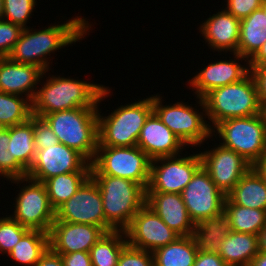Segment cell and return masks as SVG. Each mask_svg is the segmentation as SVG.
I'll return each instance as SVG.
<instances>
[{
    "mask_svg": "<svg viewBox=\"0 0 266 266\" xmlns=\"http://www.w3.org/2000/svg\"><path fill=\"white\" fill-rule=\"evenodd\" d=\"M80 16L69 18L64 23H55L40 30L30 26L23 29L19 40L7 56L20 64L34 65L44 72L52 70L50 55L63 47L81 42L86 34L90 35L92 25ZM31 28V29H30ZM49 56V57H48ZM51 62V63H50Z\"/></svg>",
    "mask_w": 266,
    "mask_h": 266,
    "instance_id": "cell-1",
    "label": "cell"
},
{
    "mask_svg": "<svg viewBox=\"0 0 266 266\" xmlns=\"http://www.w3.org/2000/svg\"><path fill=\"white\" fill-rule=\"evenodd\" d=\"M48 71L42 74L39 81V85H42L37 87L32 100L33 115L42 117L49 113L75 108H98L104 85L68 76H51L50 70Z\"/></svg>",
    "mask_w": 266,
    "mask_h": 266,
    "instance_id": "cell-2",
    "label": "cell"
},
{
    "mask_svg": "<svg viewBox=\"0 0 266 266\" xmlns=\"http://www.w3.org/2000/svg\"><path fill=\"white\" fill-rule=\"evenodd\" d=\"M111 89L105 87L98 103V146L134 147L137 146L141 129L153 112L152 96L120 105L108 116L99 112L100 103L111 96Z\"/></svg>",
    "mask_w": 266,
    "mask_h": 266,
    "instance_id": "cell-3",
    "label": "cell"
},
{
    "mask_svg": "<svg viewBox=\"0 0 266 266\" xmlns=\"http://www.w3.org/2000/svg\"><path fill=\"white\" fill-rule=\"evenodd\" d=\"M99 187L105 214V232L124 231L146 204V189L139 183L109 175H90Z\"/></svg>",
    "mask_w": 266,
    "mask_h": 266,
    "instance_id": "cell-4",
    "label": "cell"
},
{
    "mask_svg": "<svg viewBox=\"0 0 266 266\" xmlns=\"http://www.w3.org/2000/svg\"><path fill=\"white\" fill-rule=\"evenodd\" d=\"M42 118L58 141L82 154L90 163L98 144V108H75L49 113Z\"/></svg>",
    "mask_w": 266,
    "mask_h": 266,
    "instance_id": "cell-5",
    "label": "cell"
},
{
    "mask_svg": "<svg viewBox=\"0 0 266 266\" xmlns=\"http://www.w3.org/2000/svg\"><path fill=\"white\" fill-rule=\"evenodd\" d=\"M202 99L211 129L227 119L259 114L260 102L251 73L238 82L208 92Z\"/></svg>",
    "mask_w": 266,
    "mask_h": 266,
    "instance_id": "cell-6",
    "label": "cell"
},
{
    "mask_svg": "<svg viewBox=\"0 0 266 266\" xmlns=\"http://www.w3.org/2000/svg\"><path fill=\"white\" fill-rule=\"evenodd\" d=\"M163 97L152 95L153 112L158 118L188 146L201 147L205 140L211 139V128L206 120L205 105L202 98L196 97L199 110L194 109L188 102L178 101L164 105ZM198 145V146H197Z\"/></svg>",
    "mask_w": 266,
    "mask_h": 266,
    "instance_id": "cell-7",
    "label": "cell"
},
{
    "mask_svg": "<svg viewBox=\"0 0 266 266\" xmlns=\"http://www.w3.org/2000/svg\"><path fill=\"white\" fill-rule=\"evenodd\" d=\"M211 133L212 141L213 135L216 140L219 136L221 146L235 151L252 165L266 152V126L259 114L221 121Z\"/></svg>",
    "mask_w": 266,
    "mask_h": 266,
    "instance_id": "cell-8",
    "label": "cell"
},
{
    "mask_svg": "<svg viewBox=\"0 0 266 266\" xmlns=\"http://www.w3.org/2000/svg\"><path fill=\"white\" fill-rule=\"evenodd\" d=\"M151 159L138 146H98L90 175H109L141 184L147 189Z\"/></svg>",
    "mask_w": 266,
    "mask_h": 266,
    "instance_id": "cell-9",
    "label": "cell"
},
{
    "mask_svg": "<svg viewBox=\"0 0 266 266\" xmlns=\"http://www.w3.org/2000/svg\"><path fill=\"white\" fill-rule=\"evenodd\" d=\"M9 182L17 186L20 183V189L13 202V215L10 216L30 230L49 233L55 221L56 211L50 203L45 184L29 177L9 180ZM21 183H24L22 187Z\"/></svg>",
    "mask_w": 266,
    "mask_h": 266,
    "instance_id": "cell-10",
    "label": "cell"
},
{
    "mask_svg": "<svg viewBox=\"0 0 266 266\" xmlns=\"http://www.w3.org/2000/svg\"><path fill=\"white\" fill-rule=\"evenodd\" d=\"M183 155L185 156L179 154L151 160L146 193H182L202 166L200 153Z\"/></svg>",
    "mask_w": 266,
    "mask_h": 266,
    "instance_id": "cell-11",
    "label": "cell"
},
{
    "mask_svg": "<svg viewBox=\"0 0 266 266\" xmlns=\"http://www.w3.org/2000/svg\"><path fill=\"white\" fill-rule=\"evenodd\" d=\"M181 195L194 224L206 218L216 217L224 211L226 196L218 189L203 166L196 171Z\"/></svg>",
    "mask_w": 266,
    "mask_h": 266,
    "instance_id": "cell-12",
    "label": "cell"
},
{
    "mask_svg": "<svg viewBox=\"0 0 266 266\" xmlns=\"http://www.w3.org/2000/svg\"><path fill=\"white\" fill-rule=\"evenodd\" d=\"M72 172H91V163L76 150L59 142L43 150H36L27 177L44 183L51 177Z\"/></svg>",
    "mask_w": 266,
    "mask_h": 266,
    "instance_id": "cell-13",
    "label": "cell"
},
{
    "mask_svg": "<svg viewBox=\"0 0 266 266\" xmlns=\"http://www.w3.org/2000/svg\"><path fill=\"white\" fill-rule=\"evenodd\" d=\"M54 222L95 225L105 231L102 196L99 187L91 177L56 210Z\"/></svg>",
    "mask_w": 266,
    "mask_h": 266,
    "instance_id": "cell-14",
    "label": "cell"
},
{
    "mask_svg": "<svg viewBox=\"0 0 266 266\" xmlns=\"http://www.w3.org/2000/svg\"><path fill=\"white\" fill-rule=\"evenodd\" d=\"M216 144V147L199 153L202 166L218 189L227 196L242 176L252 168V164L235 151Z\"/></svg>",
    "mask_w": 266,
    "mask_h": 266,
    "instance_id": "cell-15",
    "label": "cell"
},
{
    "mask_svg": "<svg viewBox=\"0 0 266 266\" xmlns=\"http://www.w3.org/2000/svg\"><path fill=\"white\" fill-rule=\"evenodd\" d=\"M124 232L130 246L152 253L180 237L146 204L132 218Z\"/></svg>",
    "mask_w": 266,
    "mask_h": 266,
    "instance_id": "cell-16",
    "label": "cell"
},
{
    "mask_svg": "<svg viewBox=\"0 0 266 266\" xmlns=\"http://www.w3.org/2000/svg\"><path fill=\"white\" fill-rule=\"evenodd\" d=\"M233 60H220L204 65L205 68L197 71L188 81L195 97L203 98L208 92L238 82L250 73L249 60L239 53H232ZM246 62L241 64L240 62ZM240 61V62H239Z\"/></svg>",
    "mask_w": 266,
    "mask_h": 266,
    "instance_id": "cell-17",
    "label": "cell"
},
{
    "mask_svg": "<svg viewBox=\"0 0 266 266\" xmlns=\"http://www.w3.org/2000/svg\"><path fill=\"white\" fill-rule=\"evenodd\" d=\"M105 231L95 225L53 222L49 247L57 254L89 252Z\"/></svg>",
    "mask_w": 266,
    "mask_h": 266,
    "instance_id": "cell-18",
    "label": "cell"
},
{
    "mask_svg": "<svg viewBox=\"0 0 266 266\" xmlns=\"http://www.w3.org/2000/svg\"><path fill=\"white\" fill-rule=\"evenodd\" d=\"M137 146L153 160L160 157L182 154L187 147L159 118L152 112L146 119Z\"/></svg>",
    "mask_w": 266,
    "mask_h": 266,
    "instance_id": "cell-19",
    "label": "cell"
},
{
    "mask_svg": "<svg viewBox=\"0 0 266 266\" xmlns=\"http://www.w3.org/2000/svg\"><path fill=\"white\" fill-rule=\"evenodd\" d=\"M199 32L210 50L237 53L240 39V20L223 8L199 26Z\"/></svg>",
    "mask_w": 266,
    "mask_h": 266,
    "instance_id": "cell-20",
    "label": "cell"
},
{
    "mask_svg": "<svg viewBox=\"0 0 266 266\" xmlns=\"http://www.w3.org/2000/svg\"><path fill=\"white\" fill-rule=\"evenodd\" d=\"M44 71L38 66L20 64L0 57V91L20 95L31 102Z\"/></svg>",
    "mask_w": 266,
    "mask_h": 266,
    "instance_id": "cell-21",
    "label": "cell"
},
{
    "mask_svg": "<svg viewBox=\"0 0 266 266\" xmlns=\"http://www.w3.org/2000/svg\"><path fill=\"white\" fill-rule=\"evenodd\" d=\"M146 205L180 236H192L195 224L180 193H146Z\"/></svg>",
    "mask_w": 266,
    "mask_h": 266,
    "instance_id": "cell-22",
    "label": "cell"
},
{
    "mask_svg": "<svg viewBox=\"0 0 266 266\" xmlns=\"http://www.w3.org/2000/svg\"><path fill=\"white\" fill-rule=\"evenodd\" d=\"M231 232L230 219L224 211L216 217L203 219L195 224L192 234L197 252L219 253L221 243Z\"/></svg>",
    "mask_w": 266,
    "mask_h": 266,
    "instance_id": "cell-23",
    "label": "cell"
},
{
    "mask_svg": "<svg viewBox=\"0 0 266 266\" xmlns=\"http://www.w3.org/2000/svg\"><path fill=\"white\" fill-rule=\"evenodd\" d=\"M258 252V235L232 231L218 254L228 266H249Z\"/></svg>",
    "mask_w": 266,
    "mask_h": 266,
    "instance_id": "cell-24",
    "label": "cell"
},
{
    "mask_svg": "<svg viewBox=\"0 0 266 266\" xmlns=\"http://www.w3.org/2000/svg\"><path fill=\"white\" fill-rule=\"evenodd\" d=\"M227 197L235 205L266 211V183L253 167L242 176Z\"/></svg>",
    "mask_w": 266,
    "mask_h": 266,
    "instance_id": "cell-25",
    "label": "cell"
},
{
    "mask_svg": "<svg viewBox=\"0 0 266 266\" xmlns=\"http://www.w3.org/2000/svg\"><path fill=\"white\" fill-rule=\"evenodd\" d=\"M266 14L260 8L240 20L237 53L250 60L266 41Z\"/></svg>",
    "mask_w": 266,
    "mask_h": 266,
    "instance_id": "cell-26",
    "label": "cell"
},
{
    "mask_svg": "<svg viewBox=\"0 0 266 266\" xmlns=\"http://www.w3.org/2000/svg\"><path fill=\"white\" fill-rule=\"evenodd\" d=\"M197 248L192 236H180L153 252L154 266H193Z\"/></svg>",
    "mask_w": 266,
    "mask_h": 266,
    "instance_id": "cell-27",
    "label": "cell"
},
{
    "mask_svg": "<svg viewBox=\"0 0 266 266\" xmlns=\"http://www.w3.org/2000/svg\"><path fill=\"white\" fill-rule=\"evenodd\" d=\"M8 146L11 159H16L28 171L36 155L33 115L22 124L10 126V142Z\"/></svg>",
    "mask_w": 266,
    "mask_h": 266,
    "instance_id": "cell-28",
    "label": "cell"
},
{
    "mask_svg": "<svg viewBox=\"0 0 266 266\" xmlns=\"http://www.w3.org/2000/svg\"><path fill=\"white\" fill-rule=\"evenodd\" d=\"M49 248V233L29 230L7 255L12 261L25 266H34Z\"/></svg>",
    "mask_w": 266,
    "mask_h": 266,
    "instance_id": "cell-29",
    "label": "cell"
},
{
    "mask_svg": "<svg viewBox=\"0 0 266 266\" xmlns=\"http://www.w3.org/2000/svg\"><path fill=\"white\" fill-rule=\"evenodd\" d=\"M224 212L230 219L234 232L258 235L266 225V211L235 205L227 196L224 201Z\"/></svg>",
    "mask_w": 266,
    "mask_h": 266,
    "instance_id": "cell-30",
    "label": "cell"
},
{
    "mask_svg": "<svg viewBox=\"0 0 266 266\" xmlns=\"http://www.w3.org/2000/svg\"><path fill=\"white\" fill-rule=\"evenodd\" d=\"M91 172H72L47 179L44 184L55 211L68 201L90 177Z\"/></svg>",
    "mask_w": 266,
    "mask_h": 266,
    "instance_id": "cell-31",
    "label": "cell"
},
{
    "mask_svg": "<svg viewBox=\"0 0 266 266\" xmlns=\"http://www.w3.org/2000/svg\"><path fill=\"white\" fill-rule=\"evenodd\" d=\"M128 244L125 232H105L90 249L92 266H117L122 249Z\"/></svg>",
    "mask_w": 266,
    "mask_h": 266,
    "instance_id": "cell-32",
    "label": "cell"
},
{
    "mask_svg": "<svg viewBox=\"0 0 266 266\" xmlns=\"http://www.w3.org/2000/svg\"><path fill=\"white\" fill-rule=\"evenodd\" d=\"M32 115V102L28 98L0 91L1 128L22 124Z\"/></svg>",
    "mask_w": 266,
    "mask_h": 266,
    "instance_id": "cell-33",
    "label": "cell"
},
{
    "mask_svg": "<svg viewBox=\"0 0 266 266\" xmlns=\"http://www.w3.org/2000/svg\"><path fill=\"white\" fill-rule=\"evenodd\" d=\"M9 142L10 127H3L0 129V177L8 181L27 177V170L16 159H11Z\"/></svg>",
    "mask_w": 266,
    "mask_h": 266,
    "instance_id": "cell-34",
    "label": "cell"
},
{
    "mask_svg": "<svg viewBox=\"0 0 266 266\" xmlns=\"http://www.w3.org/2000/svg\"><path fill=\"white\" fill-rule=\"evenodd\" d=\"M37 6V0H3L2 19L13 24L28 28L27 24L33 10Z\"/></svg>",
    "mask_w": 266,
    "mask_h": 266,
    "instance_id": "cell-35",
    "label": "cell"
},
{
    "mask_svg": "<svg viewBox=\"0 0 266 266\" xmlns=\"http://www.w3.org/2000/svg\"><path fill=\"white\" fill-rule=\"evenodd\" d=\"M10 215L0 218V253L9 254L14 246L29 231Z\"/></svg>",
    "mask_w": 266,
    "mask_h": 266,
    "instance_id": "cell-36",
    "label": "cell"
},
{
    "mask_svg": "<svg viewBox=\"0 0 266 266\" xmlns=\"http://www.w3.org/2000/svg\"><path fill=\"white\" fill-rule=\"evenodd\" d=\"M117 266H154L153 253L127 244L119 255Z\"/></svg>",
    "mask_w": 266,
    "mask_h": 266,
    "instance_id": "cell-37",
    "label": "cell"
},
{
    "mask_svg": "<svg viewBox=\"0 0 266 266\" xmlns=\"http://www.w3.org/2000/svg\"><path fill=\"white\" fill-rule=\"evenodd\" d=\"M33 129L36 150H43L59 143L57 136L42 117L33 115Z\"/></svg>",
    "mask_w": 266,
    "mask_h": 266,
    "instance_id": "cell-38",
    "label": "cell"
},
{
    "mask_svg": "<svg viewBox=\"0 0 266 266\" xmlns=\"http://www.w3.org/2000/svg\"><path fill=\"white\" fill-rule=\"evenodd\" d=\"M22 31L21 26L0 19V57L9 55Z\"/></svg>",
    "mask_w": 266,
    "mask_h": 266,
    "instance_id": "cell-39",
    "label": "cell"
},
{
    "mask_svg": "<svg viewBox=\"0 0 266 266\" xmlns=\"http://www.w3.org/2000/svg\"><path fill=\"white\" fill-rule=\"evenodd\" d=\"M224 10L242 20L262 6L263 0H225Z\"/></svg>",
    "mask_w": 266,
    "mask_h": 266,
    "instance_id": "cell-40",
    "label": "cell"
},
{
    "mask_svg": "<svg viewBox=\"0 0 266 266\" xmlns=\"http://www.w3.org/2000/svg\"><path fill=\"white\" fill-rule=\"evenodd\" d=\"M258 92L259 102L266 101V65L265 66H250Z\"/></svg>",
    "mask_w": 266,
    "mask_h": 266,
    "instance_id": "cell-41",
    "label": "cell"
},
{
    "mask_svg": "<svg viewBox=\"0 0 266 266\" xmlns=\"http://www.w3.org/2000/svg\"><path fill=\"white\" fill-rule=\"evenodd\" d=\"M60 255L63 266H92L89 252L78 251Z\"/></svg>",
    "mask_w": 266,
    "mask_h": 266,
    "instance_id": "cell-42",
    "label": "cell"
},
{
    "mask_svg": "<svg viewBox=\"0 0 266 266\" xmlns=\"http://www.w3.org/2000/svg\"><path fill=\"white\" fill-rule=\"evenodd\" d=\"M193 266H228L218 253L197 252Z\"/></svg>",
    "mask_w": 266,
    "mask_h": 266,
    "instance_id": "cell-43",
    "label": "cell"
},
{
    "mask_svg": "<svg viewBox=\"0 0 266 266\" xmlns=\"http://www.w3.org/2000/svg\"><path fill=\"white\" fill-rule=\"evenodd\" d=\"M34 266H63V261L61 255L49 247Z\"/></svg>",
    "mask_w": 266,
    "mask_h": 266,
    "instance_id": "cell-44",
    "label": "cell"
},
{
    "mask_svg": "<svg viewBox=\"0 0 266 266\" xmlns=\"http://www.w3.org/2000/svg\"><path fill=\"white\" fill-rule=\"evenodd\" d=\"M250 66L266 65V41L263 43L258 52L249 60Z\"/></svg>",
    "mask_w": 266,
    "mask_h": 266,
    "instance_id": "cell-45",
    "label": "cell"
},
{
    "mask_svg": "<svg viewBox=\"0 0 266 266\" xmlns=\"http://www.w3.org/2000/svg\"><path fill=\"white\" fill-rule=\"evenodd\" d=\"M266 183V152L252 165Z\"/></svg>",
    "mask_w": 266,
    "mask_h": 266,
    "instance_id": "cell-46",
    "label": "cell"
},
{
    "mask_svg": "<svg viewBox=\"0 0 266 266\" xmlns=\"http://www.w3.org/2000/svg\"><path fill=\"white\" fill-rule=\"evenodd\" d=\"M258 251L266 253V225L258 233Z\"/></svg>",
    "mask_w": 266,
    "mask_h": 266,
    "instance_id": "cell-47",
    "label": "cell"
},
{
    "mask_svg": "<svg viewBox=\"0 0 266 266\" xmlns=\"http://www.w3.org/2000/svg\"><path fill=\"white\" fill-rule=\"evenodd\" d=\"M249 266H266V253L258 252L253 257Z\"/></svg>",
    "mask_w": 266,
    "mask_h": 266,
    "instance_id": "cell-48",
    "label": "cell"
},
{
    "mask_svg": "<svg viewBox=\"0 0 266 266\" xmlns=\"http://www.w3.org/2000/svg\"><path fill=\"white\" fill-rule=\"evenodd\" d=\"M259 115L266 126V101L260 102Z\"/></svg>",
    "mask_w": 266,
    "mask_h": 266,
    "instance_id": "cell-49",
    "label": "cell"
},
{
    "mask_svg": "<svg viewBox=\"0 0 266 266\" xmlns=\"http://www.w3.org/2000/svg\"><path fill=\"white\" fill-rule=\"evenodd\" d=\"M3 16V0H0V19H2Z\"/></svg>",
    "mask_w": 266,
    "mask_h": 266,
    "instance_id": "cell-50",
    "label": "cell"
},
{
    "mask_svg": "<svg viewBox=\"0 0 266 266\" xmlns=\"http://www.w3.org/2000/svg\"><path fill=\"white\" fill-rule=\"evenodd\" d=\"M261 9L264 11V13L266 14V0H263L262 2V6ZM265 21H266V17H265Z\"/></svg>",
    "mask_w": 266,
    "mask_h": 266,
    "instance_id": "cell-51",
    "label": "cell"
}]
</instances>
